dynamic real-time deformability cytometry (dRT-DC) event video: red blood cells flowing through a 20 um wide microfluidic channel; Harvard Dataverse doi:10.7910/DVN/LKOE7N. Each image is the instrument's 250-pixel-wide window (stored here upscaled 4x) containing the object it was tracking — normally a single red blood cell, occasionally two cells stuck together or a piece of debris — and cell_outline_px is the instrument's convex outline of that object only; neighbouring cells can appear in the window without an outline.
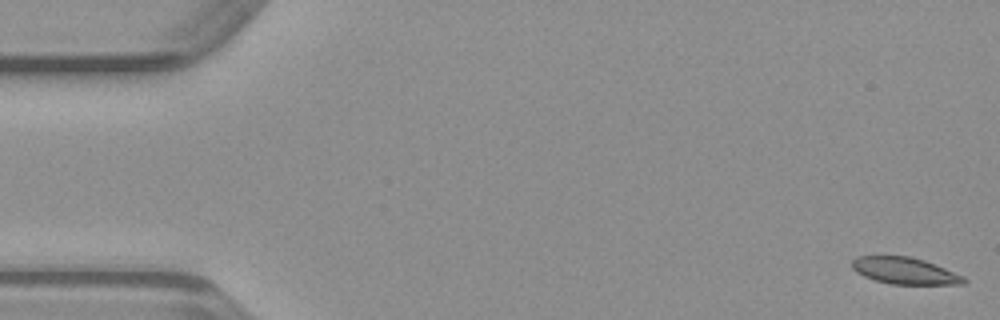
{"species": "common noctule bat (a hibernating species)", "species_latin": "Nyctalus noctula", "temperature_condition": "warm", "stored_images_in_passage": 49, "camera_frame_rate_fps": 3000, "um_per_image_px": 0.085, "animal": {"sex": "male", "body_mass_g": 23.1, "forearm_length_mm": 52.7}, "frame": {"image": 1, "passage_image": 1, "time_ms": 0.0, "image_size_px": [1000, 320], "cell_outline_px": [[968, 280], [964, 284], [892, 284], [876, 280], [864, 276], [856, 272], [852, 268], [852, 260], [856, 256], [908, 256], [924, 260], [964, 276]], "centroid_in_image_um": [76.9, 23.01], "position_along_channel_um": 8.1, "area_um2": 17.28}}
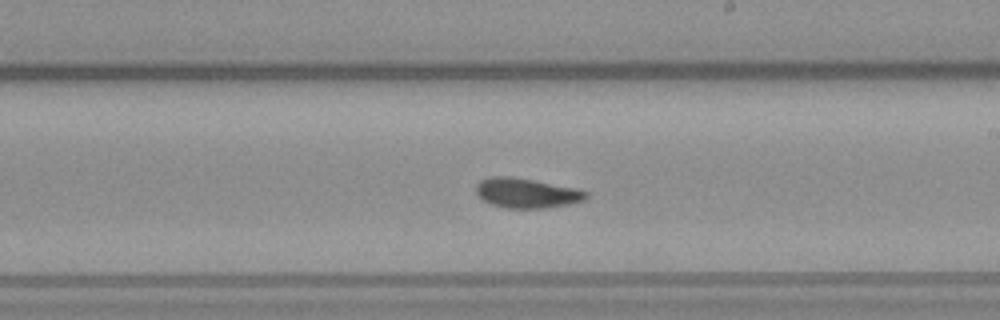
{"frame": {"image": 2, "passage_image": 28, "time_ms": 9.0, "image_size_px": [1000, 320], "cell_outline_px": [[588, 196], [584, 200], [568, 204], [544, 208], [504, 208], [492, 204], [484, 200], [476, 192], [476, 184], [480, 180], [488, 176], [512, 176], [576, 188], [588, 192]], "centroid_in_image_um": [44.74, 16.4], "position_along_channel_um": 244.3, "area_um2": 19.07}}
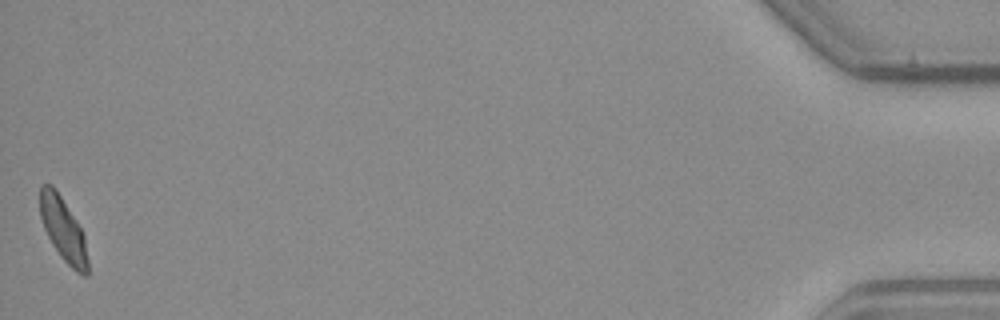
{"frame": {"image": 3, "passage_image": 49, "time_ms": 16.0, "image_size_px": [1000, 320], "cell_outline_px": [[88, 276], [84, 276], [76, 272], [60, 256], [52, 244], [44, 228], [40, 216], [40, 188], [44, 184], [52, 184], [56, 188], [76, 220], [84, 236], [88, 260]], "centroid_in_image_um": [5.37, 19.51], "position_along_channel_um": 429.8, "area_um2": 17.63}}